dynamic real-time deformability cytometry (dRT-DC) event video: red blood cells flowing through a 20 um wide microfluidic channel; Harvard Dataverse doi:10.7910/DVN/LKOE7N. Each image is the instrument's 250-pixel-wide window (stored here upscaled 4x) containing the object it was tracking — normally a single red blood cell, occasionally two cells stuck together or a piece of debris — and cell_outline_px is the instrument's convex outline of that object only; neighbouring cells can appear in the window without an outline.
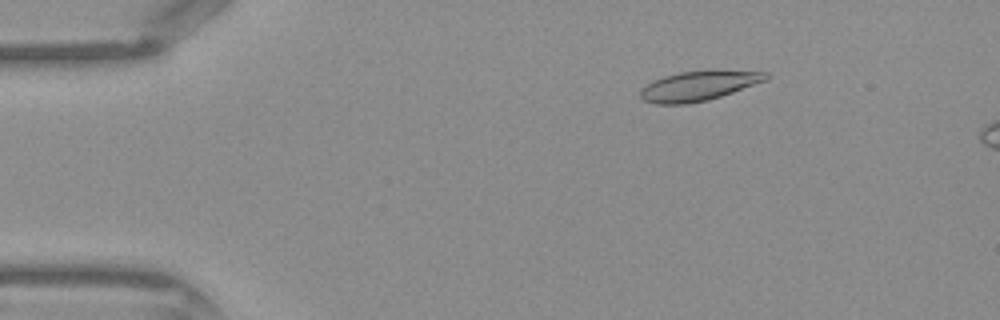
{"species": "Egyptian fruit bat (a non-hibernating species)", "species_latin": "Rousettus aegyptiacus", "temperature_condition": "warm", "stored_images_in_passage": 11, "camera_frame_rate_fps": 3000, "um_per_image_px": 0.085, "frame": {"image": 1, "passage_image": 7, "time_ms": 2.0, "image_size_px": [1000, 320], "cell_outline_px": [[768, 80], [708, 100], [688, 104], [656, 104], [644, 100], [640, 96], [640, 88], [652, 80], [664, 76], [680, 72], [712, 68], [768, 72]], "centroid_in_image_um": [59.4, 7.26], "position_along_channel_um": 25.6, "area_um2": 22.37}}